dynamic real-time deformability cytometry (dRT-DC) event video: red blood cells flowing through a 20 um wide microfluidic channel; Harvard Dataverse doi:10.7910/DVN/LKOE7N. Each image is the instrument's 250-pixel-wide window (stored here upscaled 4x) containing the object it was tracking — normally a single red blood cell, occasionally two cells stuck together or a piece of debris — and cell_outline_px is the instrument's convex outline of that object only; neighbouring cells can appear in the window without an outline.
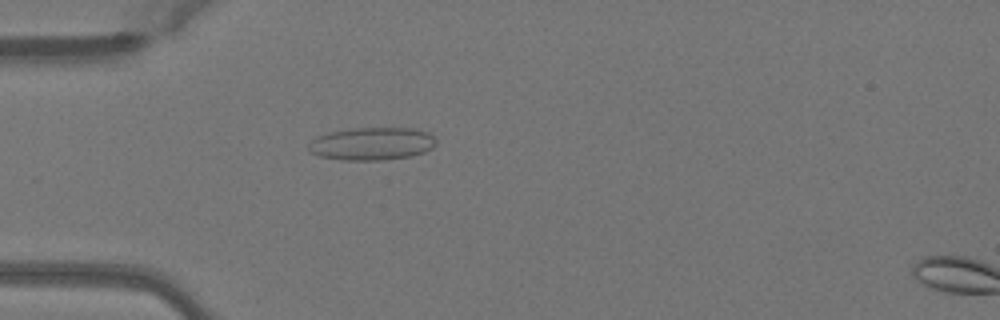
{"species": "Egyptian fruit bat (a non-hibernating species)", "species_latin": "Rousettus aegyptiacus", "temperature_condition": "warm", "stored_images_in_passage": 38, "camera_frame_rate_fps": 3000, "um_per_image_px": 0.085, "animal": {"sex": "female"}, "frame": {"image": 1, "passage_image": 3, "time_ms": 0.667, "image_size_px": [1000, 320], "cell_outline_px": [[436, 144], [432, 148], [424, 152], [412, 156], [380, 160], [340, 160], [320, 156], [308, 152], [308, 144], [316, 136], [328, 132], [352, 128], [416, 128], [428, 132], [436, 140]], "centroid_in_image_um": [31.59, 12.21], "position_along_channel_um": 53.4, "area_um2": 24.62}}
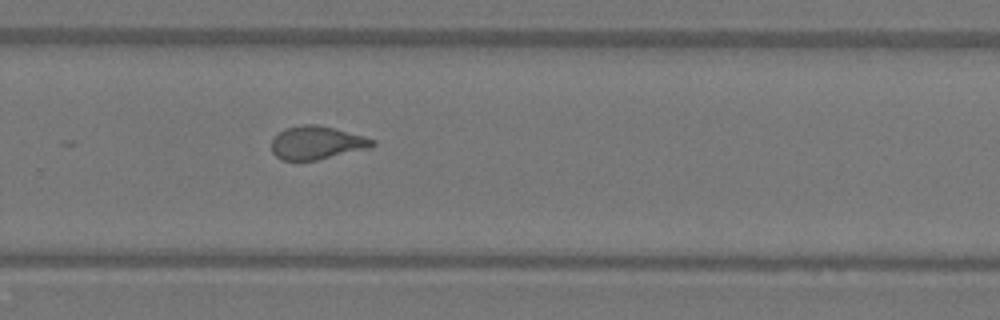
{"frame": {"image": 2, "passage_image": 22, "time_ms": 7.0, "image_size_px": [1000, 320], "cell_outline_px": [[376, 144], [368, 148], [316, 160], [280, 160], [272, 152], [272, 136], [284, 128], [304, 124], [316, 124], [364, 136], [376, 140]], "centroid_in_image_um": [26.88, 12.13], "position_along_channel_um": 302.9, "area_um2": 19.48}}
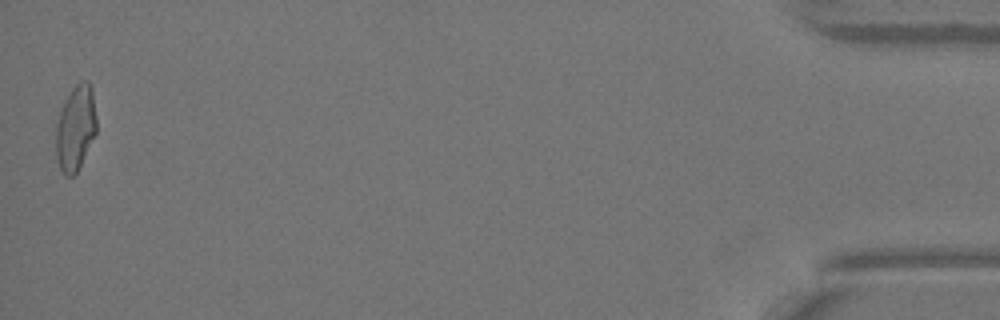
{"frame": {"image": 3, "passage_image": 38, "time_ms": 12.333, "image_size_px": [1000, 320], "cell_outline_px": [[96, 132], [76, 172], [72, 176], [64, 176], [60, 168], [56, 156], [56, 124], [64, 100], [72, 88], [76, 84], [84, 80], [88, 80], [92, 88], [96, 116]], "centroid_in_image_um": [6.41, 10.85], "position_along_channel_um": 428.8, "area_um2": 20.0}, "authors_computed_cell_mechanics": {"area_um2": 19.6231, "velocity_mm_per_s": 4.0655, "shape_relaxation_time_tau1_ms": 11.2852, "shape_relaxation_time_tau2_ms": 1.4229, "deformation_change_tau1": 0.2464, "deformation_change_tau2": 0.0805}}